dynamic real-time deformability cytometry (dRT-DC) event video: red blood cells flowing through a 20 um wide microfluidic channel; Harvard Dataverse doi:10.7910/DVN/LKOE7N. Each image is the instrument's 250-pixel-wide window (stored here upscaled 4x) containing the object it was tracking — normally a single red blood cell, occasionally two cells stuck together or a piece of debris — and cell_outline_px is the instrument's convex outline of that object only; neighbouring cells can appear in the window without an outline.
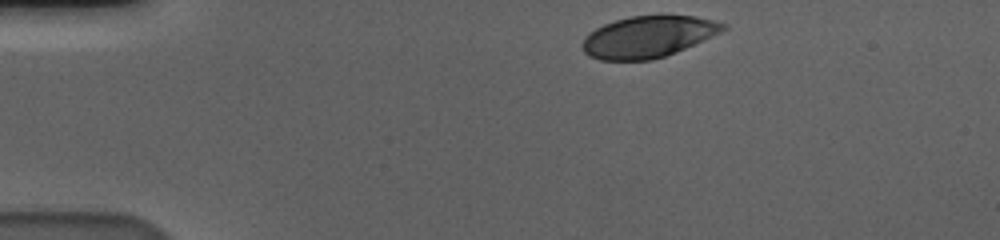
{"species": "human", "species_latin": "Homo sapiens", "temperature_condition": "cold", "stored_images_in_passage": 39, "camera_frame_rate_fps": 3000, "um_per_image_px": 0.085, "donor": {"sex": "male"}, "frame": {"image": 1, "passage_image": 1, "time_ms": 0.0, "image_size_px": [1000, 240], "cell_outline_px": [[728, 28], [720, 32], [684, 48], [664, 56], [652, 60], [600, 60], [588, 56], [584, 52], [580, 44], [584, 36], [588, 32], [604, 24], [616, 20], [632, 16], [660, 12], [696, 16], [728, 24]], "centroid_in_image_um": [55.06, 3.08], "position_along_channel_um": 29.9, "area_um2": 34.74}}
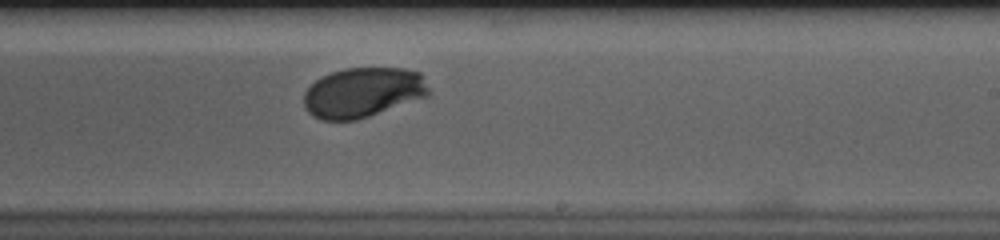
{"frame": {"image": 2, "passage_image": 26, "time_ms": 8.333, "image_size_px": [1000, 240], "cell_outline_px": [[432, 92], [428, 96], [356, 120], [320, 120], [312, 116], [304, 108], [304, 92], [316, 80], [332, 72], [344, 68], [404, 68], [420, 72]], "centroid_in_image_um": [30.86, 7.86], "position_along_channel_um": 258.1, "area_um2": 36.41}}
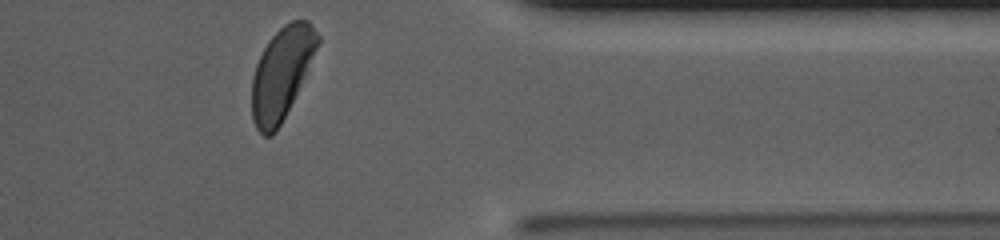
{"frame": {"image": 3, "passage_image": 38, "time_ms": 12.333, "image_size_px": [1000, 240], "cell_outline_px": [[320, 40], [296, 92], [276, 132], [272, 136], [264, 136], [256, 128], [252, 120], [252, 76], [256, 64], [268, 40], [284, 24], [292, 20], [308, 20], [320, 36]], "centroid_in_image_um": [23.9, 6.22], "position_along_channel_um": 387.5, "area_um2": 34.33}, "authors_computed_cell_mechanics": {"area_um2": 36.4718, "velocity_mm_per_s": 3.5642, "shape_relaxation_time_tau1_ms": 2.4026, "shape_relaxation_time_tau2_ms": null, "deformation_change_tau1": 0.1388, "deformation_change_tau2": null}}